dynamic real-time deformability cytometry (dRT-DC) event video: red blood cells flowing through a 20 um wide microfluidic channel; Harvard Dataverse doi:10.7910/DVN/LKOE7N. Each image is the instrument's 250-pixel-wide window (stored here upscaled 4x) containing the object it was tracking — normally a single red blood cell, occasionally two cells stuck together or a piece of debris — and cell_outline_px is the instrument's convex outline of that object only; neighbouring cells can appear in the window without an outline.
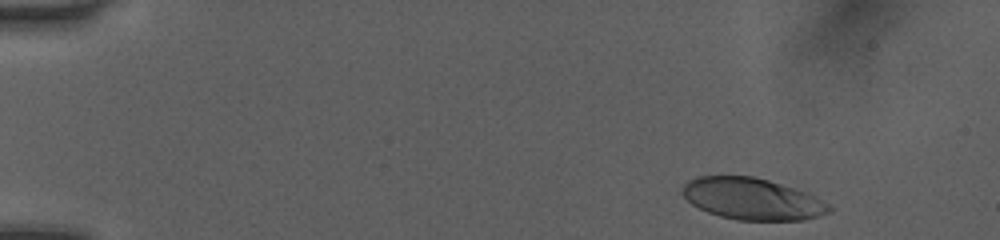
{"species": "human", "species_latin": "Homo sapiens", "temperature_condition": "room temperature", "stored_images_in_passage": 47, "camera_frame_rate_fps": 3000, "um_per_image_px": 0.085, "donor": {"sex": "female"}, "frame": {"image": 1, "passage_image": 2, "time_ms": 0.333, "image_size_px": [1000, 240], "cell_outline_px": [[832, 212], [820, 216], [804, 220], [740, 220], [720, 216], [708, 212], [692, 204], [680, 192], [684, 184], [688, 180], [700, 176], [752, 176], [768, 180], [808, 192], [828, 204], [832, 208]], "centroid_in_image_um": [63.96, 16.91], "position_along_channel_um": 21.0, "area_um2": 35.6}}
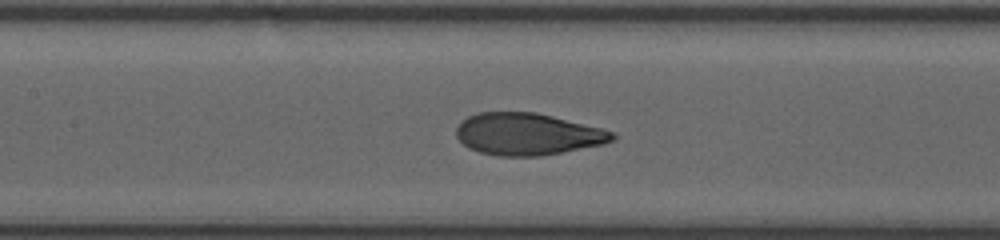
{"frame": {"image": 2, "passage_image": 21, "time_ms": 6.667, "image_size_px": [1000, 240], "cell_outline_px": [[616, 136], [612, 140], [604, 144], [540, 156], [500, 156], [480, 152], [468, 148], [456, 136], [456, 128], [460, 120], [476, 112], [536, 112], [616, 132]], "centroid_in_image_um": [44.8, 11.39], "position_along_channel_um": 162.6, "area_um2": 38.15}}
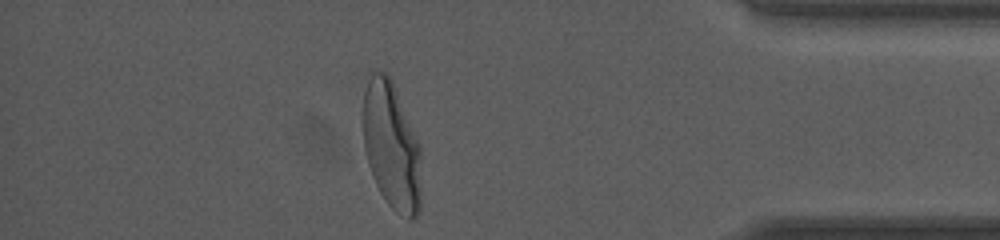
{"frame": {"image": 3, "passage_image": 41, "time_ms": 13.333, "image_size_px": [1000, 240], "cell_outline_px": [[420, 212], [412, 220], [408, 220], [396, 212], [388, 204], [380, 192], [372, 176], [368, 164], [364, 148], [364, 92], [368, 72], [388, 72], [392, 80], [420, 148]], "centroid_in_image_um": [33.27, 12.42], "position_along_channel_um": 401.9, "area_um2": 43.06}, "authors_computed_cell_mechanics": {"area_um2": 38.4948, "velocity_mm_per_s": 4.055, "shape_relaxation_time_tau1_ms": 3.3516, "shape_relaxation_time_tau2_ms": null, "deformation_change_tau1": 0.1962, "deformation_change_tau2": null}}